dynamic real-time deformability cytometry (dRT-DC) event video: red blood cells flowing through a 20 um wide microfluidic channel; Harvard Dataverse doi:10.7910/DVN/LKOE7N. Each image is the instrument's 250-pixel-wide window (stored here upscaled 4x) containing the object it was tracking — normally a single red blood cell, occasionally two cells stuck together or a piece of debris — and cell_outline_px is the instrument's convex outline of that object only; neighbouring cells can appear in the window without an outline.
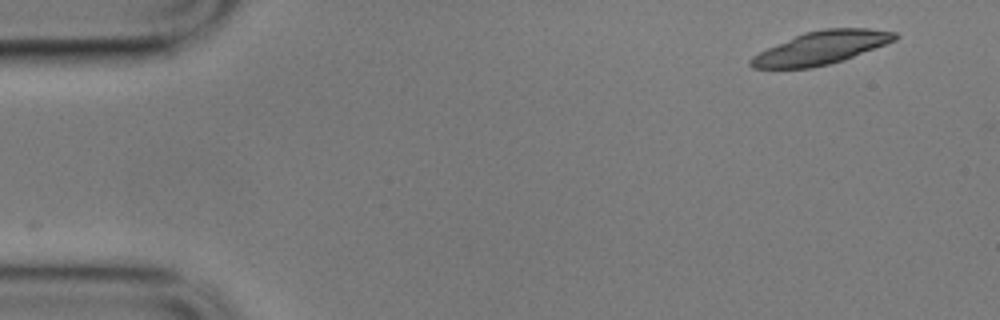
{"species": "common noctule bat (a hibernating species)", "species_latin": "Nyctalus noctula", "temperature_condition": "cold", "stored_images_in_passage": 2, "camera_frame_rate_fps": 3000, "um_per_image_px": 0.085, "animal": {"sex": "male", "body_mass_g": 17.9}, "frame": {"image": 1, "passage_image": 2, "time_ms": 0.333, "image_size_px": [1000, 320], "cell_outline_px": [[900, 36], [896, 40], [844, 60], [812, 68], [752, 68], [748, 64], [748, 60], [752, 56], [768, 48], [804, 32], [824, 28], [868, 28], [896, 32]], "centroid_in_image_um": [69.82, 4.06], "position_along_channel_um": 15.2, "area_um2": 27.69}}